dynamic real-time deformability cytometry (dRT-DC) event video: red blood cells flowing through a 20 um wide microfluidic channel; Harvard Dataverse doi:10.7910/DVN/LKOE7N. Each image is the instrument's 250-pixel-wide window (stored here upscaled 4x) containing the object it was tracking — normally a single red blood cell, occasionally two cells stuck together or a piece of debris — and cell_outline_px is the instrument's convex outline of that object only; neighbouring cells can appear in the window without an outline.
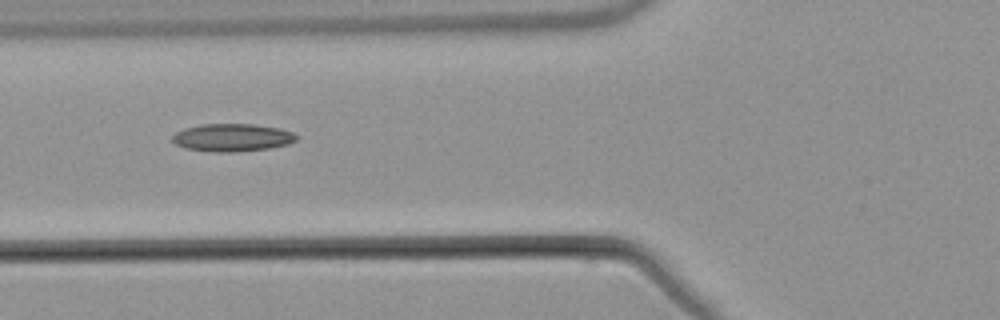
{"species": "common noctule bat (a hibernating species)", "species_latin": "Nyctalus noctula", "temperature_condition": "warm", "stored_images_in_passage": 5, "camera_frame_rate_fps": 3000, "um_per_image_px": 0.085, "animal": {"sex": "male", "body_mass_g": 21.5, "forearm_length_mm": 52.0}, "frame": {"image": 1, "passage_image": 5, "time_ms": 5.0, "image_size_px": [1000, 320], "cell_outline_px": [[300, 136], [296, 140], [288, 144], [268, 148], [236, 152], [212, 152], [184, 148], [176, 144], [172, 140], [172, 136], [176, 132], [184, 128], [200, 124], [252, 124], [280, 128], [292, 132]], "centroid_in_image_um": [19.74, 11.69], "position_along_channel_um": 106.1, "area_um2": 20.17}}